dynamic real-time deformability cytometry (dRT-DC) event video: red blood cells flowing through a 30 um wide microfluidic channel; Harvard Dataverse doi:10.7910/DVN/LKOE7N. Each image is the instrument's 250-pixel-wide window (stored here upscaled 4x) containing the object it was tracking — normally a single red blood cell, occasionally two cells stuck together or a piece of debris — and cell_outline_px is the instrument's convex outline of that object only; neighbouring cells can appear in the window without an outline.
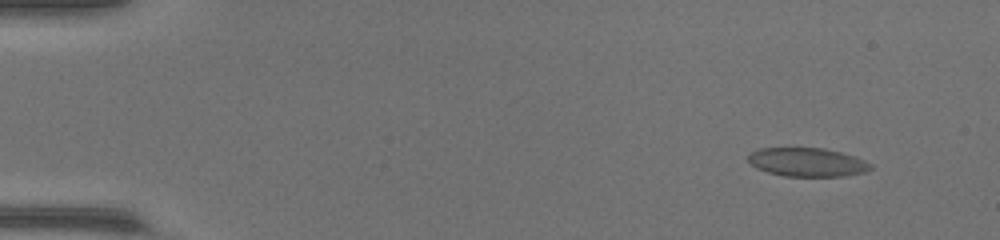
{"species": "common noctule bat (a hibernating species)", "species_latin": "Nyctalus noctula", "temperature_condition": "warm", "stored_images_in_passage": 54, "camera_frame_rate_fps": 3000, "um_per_image_px": 0.085, "animal": {"sex": "female", "body_mass_g": 17.0, "forearm_length_mm": 48.0}, "frame": {"image": 1, "passage_image": 5, "time_ms": 1.333, "image_size_px": [1000, 240], "cell_outline_px": [[872, 168], [864, 172], [848, 176], [784, 176], [768, 172], [756, 168], [748, 160], [748, 156], [752, 152], [760, 148], [824, 148], [856, 156], [872, 164]], "centroid_in_image_um": [68.65, 13.79], "position_along_channel_um": 16.4, "area_um2": 20.46}}
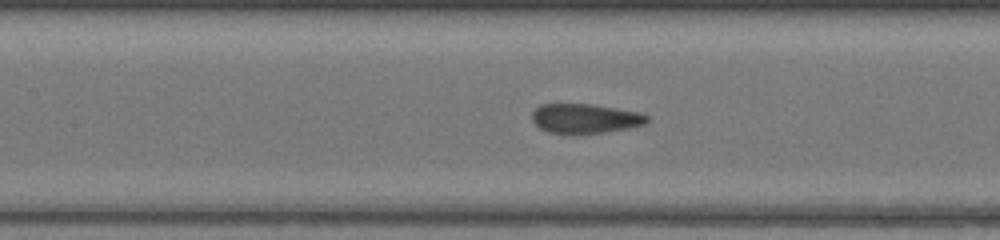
{"frame": {"image": 2, "passage_image": 26, "time_ms": 8.333, "image_size_px": [1000, 240], "cell_outline_px": [[648, 120], [644, 124], [628, 128], [604, 132], [548, 132], [540, 128], [532, 120], [532, 112], [540, 104], [592, 104], [640, 112], [648, 116]], "centroid_in_image_um": [49.74, 10.04], "position_along_channel_um": 157.7, "area_um2": 19.36}}
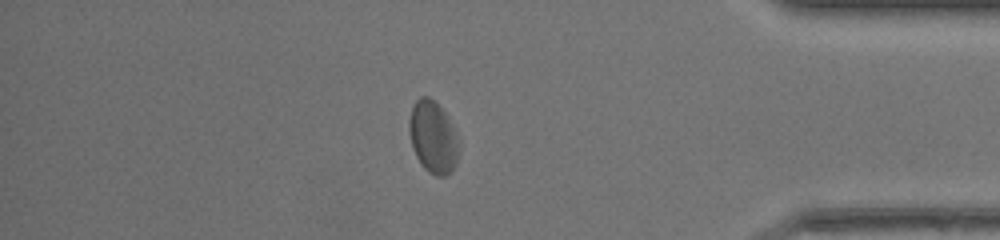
{"frame": {"image": 3, "passage_image": 47, "time_ms": 15.333, "image_size_px": [1000, 240], "cell_outline_px": [[460, 144], [456, 164], [444, 176], [436, 176], [428, 172], [420, 164], [412, 148], [408, 128], [408, 120], [412, 108], [416, 100], [420, 96], [428, 96], [444, 112], [460, 140]], "centroid_in_image_um": [36.79, 11.67], "position_along_channel_um": 398.4, "area_um2": 20.87}}